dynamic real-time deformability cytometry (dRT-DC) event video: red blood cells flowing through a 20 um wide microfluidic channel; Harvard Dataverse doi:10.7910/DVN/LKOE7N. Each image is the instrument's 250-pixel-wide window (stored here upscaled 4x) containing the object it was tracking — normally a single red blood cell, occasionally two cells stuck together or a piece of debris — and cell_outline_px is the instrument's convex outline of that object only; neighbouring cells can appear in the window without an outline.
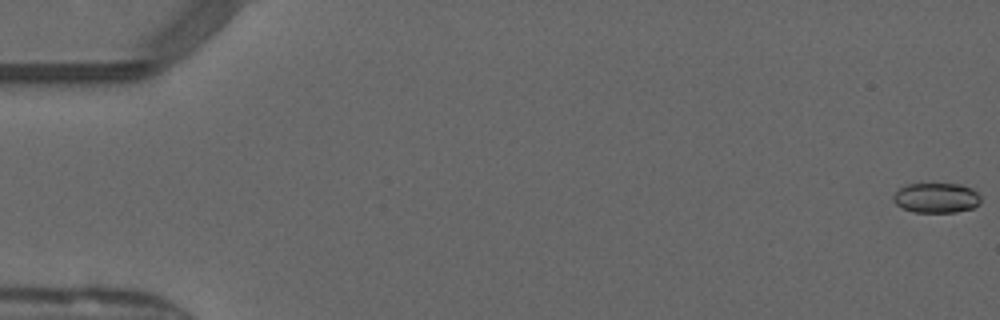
{"species": "common noctule bat (a hibernating species)", "species_latin": "Nyctalus noctula", "temperature_condition": "warm", "stored_images_in_passage": 15, "camera_frame_rate_fps": 3000, "um_per_image_px": 0.085, "animal": {"sex": "male", "forearm_length_mm": 52.5}, "frame": {"image": 1, "passage_image": 1, "time_ms": 0.0, "image_size_px": [1000, 320], "cell_outline_px": [[980, 204], [972, 208], [956, 212], [912, 212], [896, 204], [892, 200], [892, 196], [904, 184], [960, 184], [972, 188], [980, 196]], "centroid_in_image_um": [79.58, 16.82], "position_along_channel_um": 5.4, "area_um2": 15.32}}
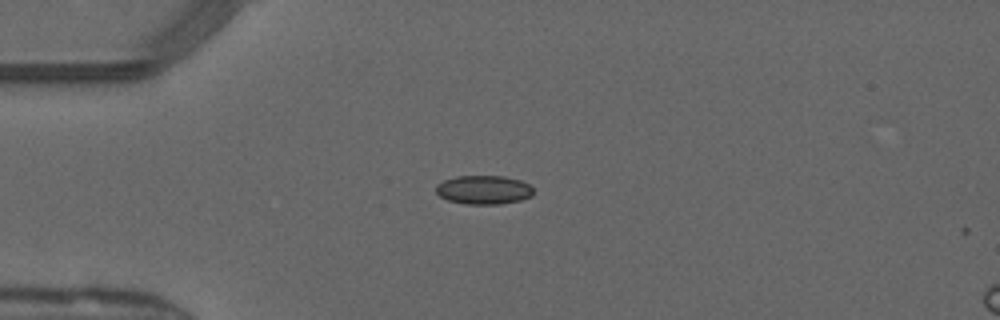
{"frame": {"image": 2, "passage_image": 14, "time_ms": 4.333, "image_size_px": [1000, 320], "cell_outline_px": [[532, 196], [520, 200], [500, 204], [468, 204], [448, 200], [440, 196], [436, 192], [436, 184], [444, 180], [456, 176], [504, 176], [520, 180], [528, 184], [532, 188]], "centroid_in_image_um": [41.1, 16.13], "position_along_channel_um": 43.9, "area_um2": 16.3}}